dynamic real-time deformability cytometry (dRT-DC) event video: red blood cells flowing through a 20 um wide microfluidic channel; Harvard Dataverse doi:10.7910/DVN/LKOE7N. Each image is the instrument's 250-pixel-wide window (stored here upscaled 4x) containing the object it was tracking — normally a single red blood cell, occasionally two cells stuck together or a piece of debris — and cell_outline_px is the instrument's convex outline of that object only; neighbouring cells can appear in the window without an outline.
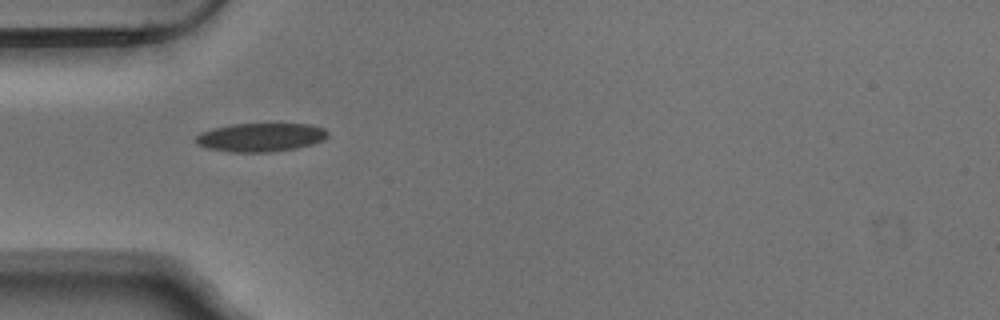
{"species": "Egyptian fruit bat (a non-hibernating species)", "species_latin": "Rousettus aegyptiacus", "temperature_condition": "warm", "stored_images_in_passage": 3, "camera_frame_rate_fps": 3000, "um_per_image_px": 0.085, "animal": {"sex": "male"}, "frame": {"image": 1, "passage_image": 1, "time_ms": 0.0, "image_size_px": [1000, 320], "cell_outline_px": [[328, 136], [324, 140], [312, 144], [296, 148], [272, 152], [232, 152], [208, 148], [196, 144], [196, 136], [200, 132], [212, 128], [232, 124], [308, 124], [324, 128], [328, 132]], "centroid_in_image_um": [22.16, 11.67], "position_along_channel_um": 62.8, "area_um2": 22.02}}